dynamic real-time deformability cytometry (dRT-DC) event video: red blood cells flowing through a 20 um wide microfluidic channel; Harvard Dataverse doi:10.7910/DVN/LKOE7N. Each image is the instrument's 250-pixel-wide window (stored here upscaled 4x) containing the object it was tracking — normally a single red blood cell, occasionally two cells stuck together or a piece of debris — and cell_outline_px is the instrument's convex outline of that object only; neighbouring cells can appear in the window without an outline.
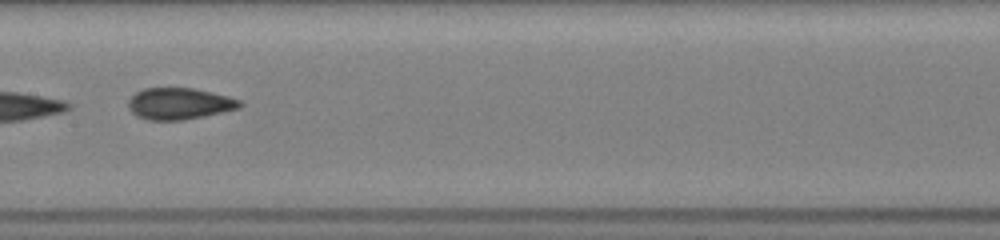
{"species": "common noctule bat (a hibernating species)", "species_latin": "Nyctalus noctula", "temperature_condition": "room temperature", "stored_images_in_passage": 22, "camera_frame_rate_fps": 3000, "um_per_image_px": 0.085, "animal": {"sex": "female", "body_mass_g": 19.5, "forearm_length_mm": 54.1}, "frame": {"image": 1, "passage_image": 7, "time_ms": 4.0, "image_size_px": [1000, 240], "cell_outline_px": [[244, 104], [240, 108], [204, 116], [184, 120], [148, 120], [136, 116], [128, 108], [128, 100], [136, 92], [144, 88], [192, 88], [228, 96], [240, 100]], "centroid_in_image_um": [15.23, 8.82], "position_along_channel_um": 192.2, "area_um2": 20.52}}